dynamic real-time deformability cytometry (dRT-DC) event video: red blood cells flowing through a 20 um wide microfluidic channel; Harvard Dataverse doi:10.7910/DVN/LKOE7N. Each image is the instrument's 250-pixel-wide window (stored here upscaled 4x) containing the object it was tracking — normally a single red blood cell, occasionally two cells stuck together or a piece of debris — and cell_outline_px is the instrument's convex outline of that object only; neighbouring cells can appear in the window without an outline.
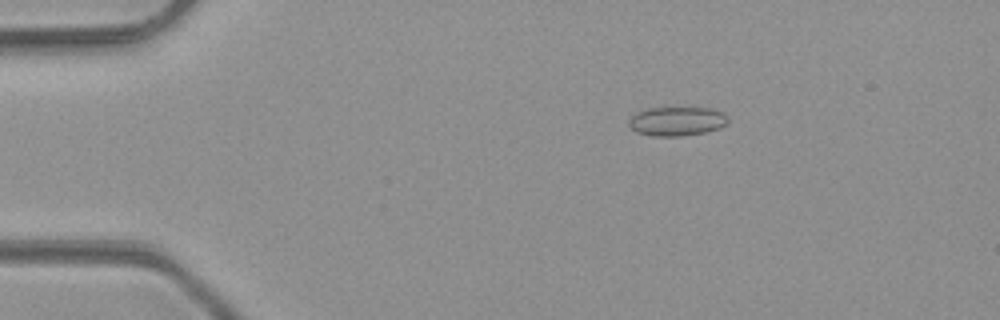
{"species": "common noctule bat (a hibernating species)", "species_latin": "Nyctalus noctula", "temperature_condition": "room temperature", "stored_images_in_passage": 3, "camera_frame_rate_fps": 3000, "um_per_image_px": 0.085, "animal": {"sex": "male", "body_mass_g": 23.1, "forearm_length_mm": 52.7}, "frame": {"image": 1, "passage_image": 2, "time_ms": 1.333, "image_size_px": [1000, 320], "cell_outline_px": [[728, 120], [720, 128], [704, 132], [680, 136], [652, 136], [636, 132], [628, 124], [628, 120], [636, 112], [644, 108], [712, 108], [724, 112], [728, 116]], "centroid_in_image_um": [57.52, 10.3], "position_along_channel_um": 27.5, "area_um2": 16.88}}